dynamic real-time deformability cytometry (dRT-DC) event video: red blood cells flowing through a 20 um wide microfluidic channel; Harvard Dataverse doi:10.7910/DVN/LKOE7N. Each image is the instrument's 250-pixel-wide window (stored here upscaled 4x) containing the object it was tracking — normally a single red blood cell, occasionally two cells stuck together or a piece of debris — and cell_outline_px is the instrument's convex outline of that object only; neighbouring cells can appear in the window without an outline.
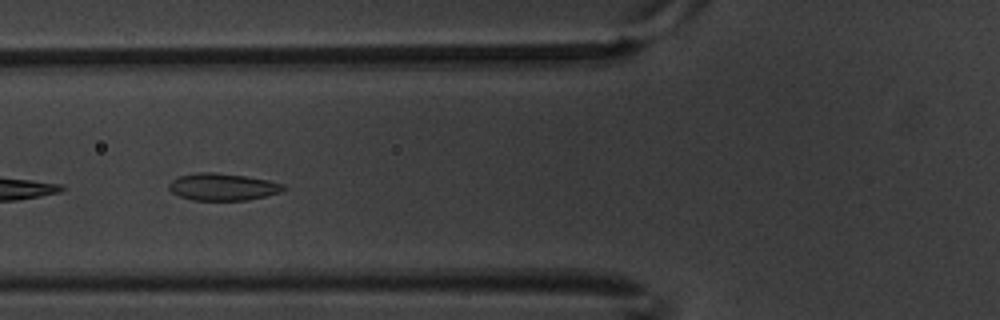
{"species": "common noctule bat (a hibernating species)", "species_latin": "Nyctalus noctula", "temperature_condition": "warm", "stored_images_in_passage": 13, "camera_frame_rate_fps": 3000, "um_per_image_px": 0.085, "animal": {"sex": "male", "body_mass_g": 20.1, "forearm_length_mm": 53.5}, "frame": {"image": 1, "passage_image": 3, "time_ms": 0.667, "image_size_px": [1000, 320], "cell_outline_px": [[288, 188], [280, 192], [248, 200], [192, 200], [180, 196], [172, 192], [168, 188], [168, 184], [176, 176], [200, 172], [212, 172], [244, 176], [268, 180], [284, 184]], "centroid_in_image_um": [18.91, 15.88], "position_along_channel_um": 106.9, "area_um2": 18.09}}
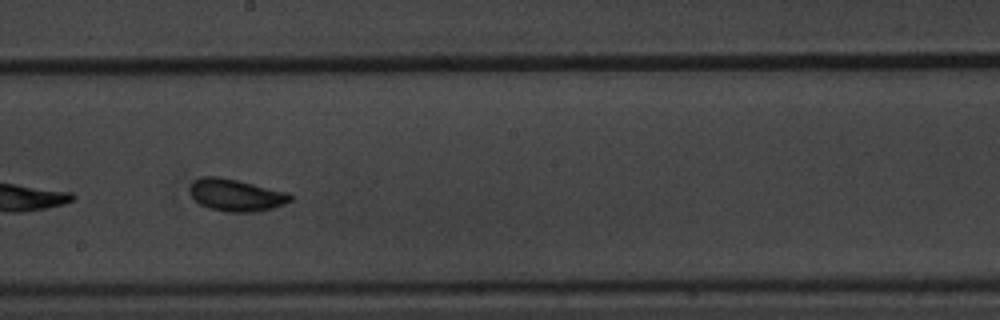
{"frame": {"image": 2, "passage_image": 6, "time_ms": 1.667, "image_size_px": [1000, 320], "cell_outline_px": [[292, 200], [284, 204], [272, 208], [256, 212], [224, 212], [208, 208], [200, 204], [192, 196], [188, 188], [200, 176], [220, 176], [288, 192], [292, 196]], "centroid_in_image_um": [20.06, 16.58], "position_along_channel_um": 228.1, "area_um2": 18.9}}
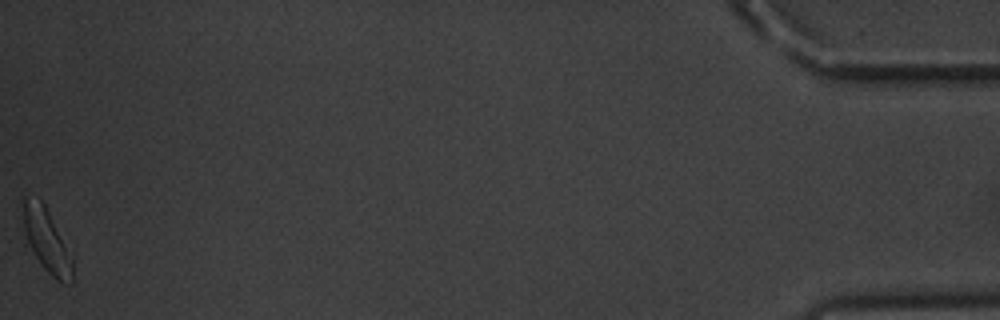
{"frame": {"image": 3, "passage_image": 13, "time_ms": 4.0, "image_size_px": [1000, 320], "cell_outline_px": [[72, 284], [64, 284], [56, 280], [24, 248], [20, 200], [24, 196], [40, 200], [44, 204], [72, 260]], "centroid_in_image_um": [3.82, 20.44], "position_along_channel_um": 431.4, "area_um2": 18.84}}